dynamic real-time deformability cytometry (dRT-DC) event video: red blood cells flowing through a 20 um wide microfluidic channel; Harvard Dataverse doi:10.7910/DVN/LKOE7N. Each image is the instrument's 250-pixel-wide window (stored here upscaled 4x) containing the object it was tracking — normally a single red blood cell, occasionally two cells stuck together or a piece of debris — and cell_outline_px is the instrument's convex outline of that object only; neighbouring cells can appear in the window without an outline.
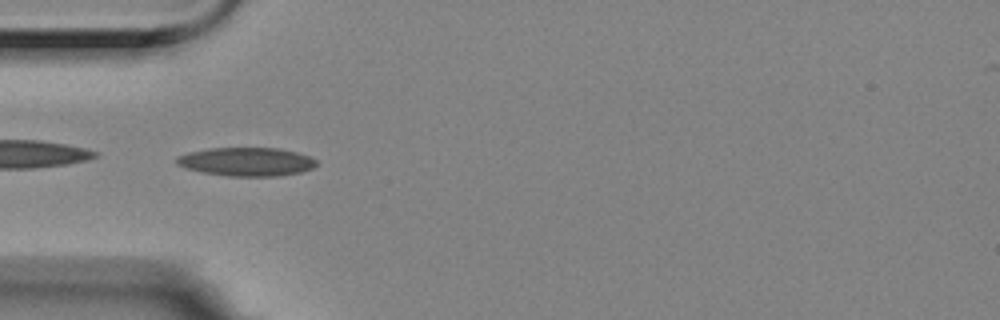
{"species": "Egyptian fruit bat (a non-hibernating species)", "species_latin": "Rousettus aegyptiacus", "temperature_condition": "room temperature", "stored_images_in_passage": 12, "camera_frame_rate_fps": 3000, "um_per_image_px": 0.085, "animal": {"sex": "female"}, "frame": {"image": 1, "passage_image": 2, "time_ms": 0.333, "image_size_px": [1000, 320], "cell_outline_px": [[316, 164], [312, 168], [300, 172], [280, 176], [228, 176], [204, 172], [184, 168], [176, 164], [176, 156], [188, 152], [212, 148], [280, 148], [296, 152], [308, 156], [316, 160]], "centroid_in_image_um": [20.92, 13.74], "position_along_channel_um": 64.1, "area_um2": 23.24}}
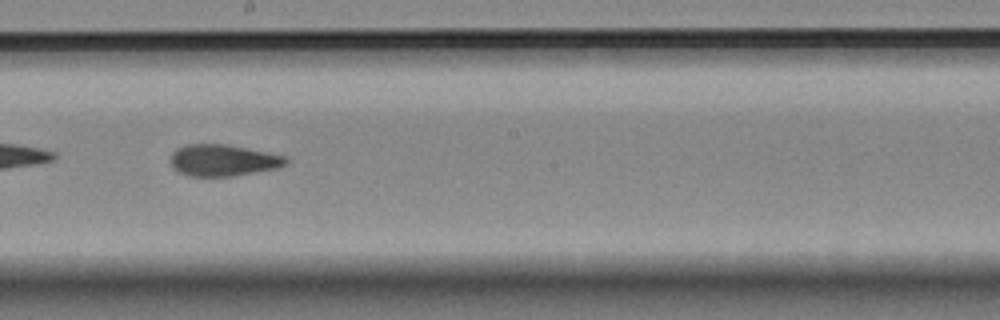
{"frame": {"image": 2, "passage_image": 6, "time_ms": 1.667, "image_size_px": [1000, 320], "cell_outline_px": [[288, 164], [276, 168], [232, 176], [188, 176], [176, 172], [172, 168], [172, 152], [176, 148], [188, 144], [228, 144], [288, 156]], "centroid_in_image_um": [18.96, 13.62], "position_along_channel_um": 229.2, "area_um2": 21.39}}
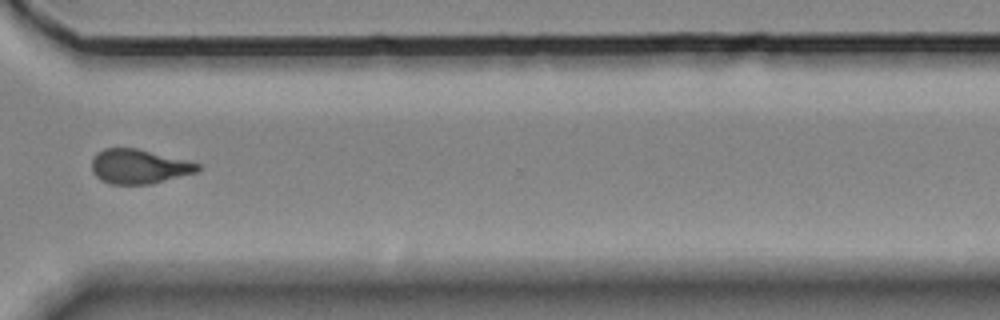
{"frame": {"image": 3, "passage_image": 9, "time_ms": 2.667, "image_size_px": [1000, 320], "cell_outline_px": [[200, 168], [196, 172], [152, 184], [112, 184], [100, 180], [92, 172], [92, 160], [96, 152], [104, 148], [136, 148], [200, 164]], "centroid_in_image_um": [11.76, 14.16], "position_along_channel_um": 358.8, "area_um2": 21.1}}